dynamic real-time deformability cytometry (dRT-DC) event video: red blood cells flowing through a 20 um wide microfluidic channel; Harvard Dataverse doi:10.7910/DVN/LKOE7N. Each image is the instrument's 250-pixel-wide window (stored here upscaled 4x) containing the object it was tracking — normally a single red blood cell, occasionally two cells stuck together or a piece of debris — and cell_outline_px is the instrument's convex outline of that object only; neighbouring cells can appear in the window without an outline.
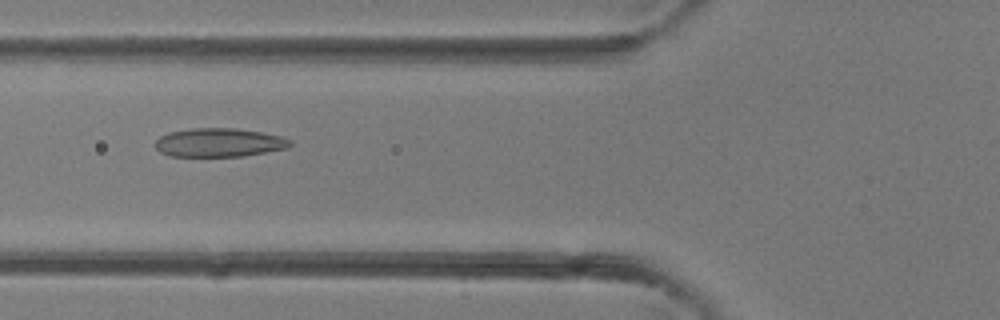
{"species": "common noctule bat (a hibernating species)", "species_latin": "Nyctalus noctula", "temperature_condition": "room temperature", "stored_images_in_passage": 41, "camera_frame_rate_fps": 3000, "um_per_image_px": 0.085, "animal": {"sex": "female"}, "frame": {"image": 1, "passage_image": 16, "time_ms": 5.0, "image_size_px": [1000, 320], "cell_outline_px": [[292, 144], [288, 148], [244, 156], [168, 156], [160, 152], [156, 148], [156, 140], [160, 136], [168, 132], [192, 128], [236, 128], [260, 132], [280, 136], [292, 140]], "centroid_in_image_um": [18.62, 12.12], "position_along_channel_um": 107.2, "area_um2": 22.6}}
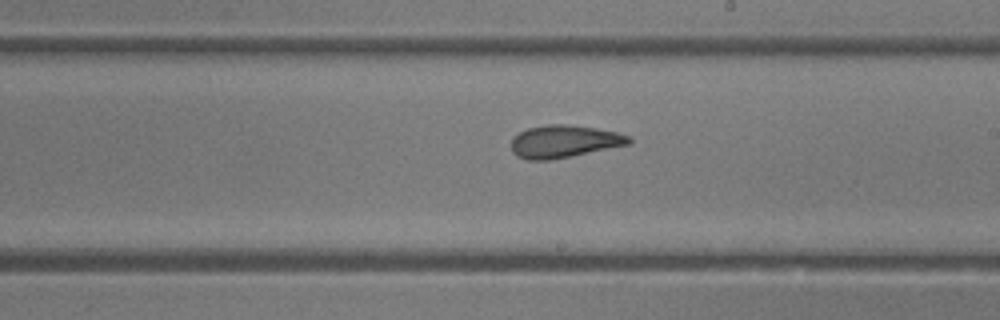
{"frame": {"image": 2, "passage_image": 24, "time_ms": 7.667, "image_size_px": [1000, 320], "cell_outline_px": [[632, 140], [628, 144], [572, 156], [552, 160], [528, 160], [516, 156], [512, 152], [512, 136], [528, 128], [548, 124], [568, 124], [596, 128], [616, 132], [628, 136]], "centroid_in_image_um": [47.9, 12.02], "position_along_channel_um": 241.1, "area_um2": 22.25}}
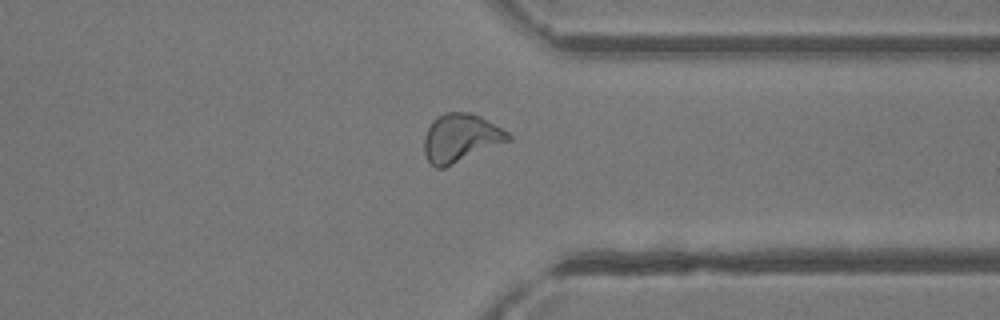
{"frame": {"image": 3, "passage_image": 32, "time_ms": 10.333, "image_size_px": [1000, 320], "cell_outline_px": [[512, 140], [444, 168], [436, 168], [428, 160], [424, 152], [424, 136], [428, 128], [444, 112], [472, 112], [480, 116], [508, 132], [512, 136]], "centroid_in_image_um": [39.18, 11.74], "position_along_channel_um": 372.2, "area_um2": 23.47}}